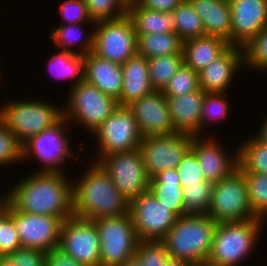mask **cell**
<instances>
[{"mask_svg":"<svg viewBox=\"0 0 267 266\" xmlns=\"http://www.w3.org/2000/svg\"><path fill=\"white\" fill-rule=\"evenodd\" d=\"M127 14L133 21L136 34L175 33L172 12L150 10L132 0L128 1Z\"/></svg>","mask_w":267,"mask_h":266,"instance_id":"obj_28","label":"cell"},{"mask_svg":"<svg viewBox=\"0 0 267 266\" xmlns=\"http://www.w3.org/2000/svg\"><path fill=\"white\" fill-rule=\"evenodd\" d=\"M243 68L267 73V25L242 46Z\"/></svg>","mask_w":267,"mask_h":266,"instance_id":"obj_36","label":"cell"},{"mask_svg":"<svg viewBox=\"0 0 267 266\" xmlns=\"http://www.w3.org/2000/svg\"><path fill=\"white\" fill-rule=\"evenodd\" d=\"M198 89H200L198 72L183 63L162 92L165 97H175Z\"/></svg>","mask_w":267,"mask_h":266,"instance_id":"obj_39","label":"cell"},{"mask_svg":"<svg viewBox=\"0 0 267 266\" xmlns=\"http://www.w3.org/2000/svg\"><path fill=\"white\" fill-rule=\"evenodd\" d=\"M67 95V99L64 98L68 101L64 102L63 118L70 126H82L91 135L119 106L117 100L85 80L69 88Z\"/></svg>","mask_w":267,"mask_h":266,"instance_id":"obj_6","label":"cell"},{"mask_svg":"<svg viewBox=\"0 0 267 266\" xmlns=\"http://www.w3.org/2000/svg\"><path fill=\"white\" fill-rule=\"evenodd\" d=\"M9 215L16 225L21 247L37 249L45 253L59 247L63 223L60 217L20 212L10 202Z\"/></svg>","mask_w":267,"mask_h":266,"instance_id":"obj_16","label":"cell"},{"mask_svg":"<svg viewBox=\"0 0 267 266\" xmlns=\"http://www.w3.org/2000/svg\"><path fill=\"white\" fill-rule=\"evenodd\" d=\"M93 22L113 20L127 14L128 0H84Z\"/></svg>","mask_w":267,"mask_h":266,"instance_id":"obj_38","label":"cell"},{"mask_svg":"<svg viewBox=\"0 0 267 266\" xmlns=\"http://www.w3.org/2000/svg\"><path fill=\"white\" fill-rule=\"evenodd\" d=\"M59 248L84 266H100V239L93 220L76 216L64 220Z\"/></svg>","mask_w":267,"mask_h":266,"instance_id":"obj_15","label":"cell"},{"mask_svg":"<svg viewBox=\"0 0 267 266\" xmlns=\"http://www.w3.org/2000/svg\"><path fill=\"white\" fill-rule=\"evenodd\" d=\"M181 186L204 181L196 155L189 150L176 167Z\"/></svg>","mask_w":267,"mask_h":266,"instance_id":"obj_45","label":"cell"},{"mask_svg":"<svg viewBox=\"0 0 267 266\" xmlns=\"http://www.w3.org/2000/svg\"><path fill=\"white\" fill-rule=\"evenodd\" d=\"M183 63V54L149 58L148 69L153 90L163 91Z\"/></svg>","mask_w":267,"mask_h":266,"instance_id":"obj_33","label":"cell"},{"mask_svg":"<svg viewBox=\"0 0 267 266\" xmlns=\"http://www.w3.org/2000/svg\"><path fill=\"white\" fill-rule=\"evenodd\" d=\"M242 47L230 45L207 67L198 72L199 86L205 93H229L234 78L243 72ZM242 68V69H241ZM228 89V90H227Z\"/></svg>","mask_w":267,"mask_h":266,"instance_id":"obj_20","label":"cell"},{"mask_svg":"<svg viewBox=\"0 0 267 266\" xmlns=\"http://www.w3.org/2000/svg\"><path fill=\"white\" fill-rule=\"evenodd\" d=\"M165 266H193V264L185 260L170 258Z\"/></svg>","mask_w":267,"mask_h":266,"instance_id":"obj_49","label":"cell"},{"mask_svg":"<svg viewBox=\"0 0 267 266\" xmlns=\"http://www.w3.org/2000/svg\"><path fill=\"white\" fill-rule=\"evenodd\" d=\"M93 221L100 239V266H120L135 256L139 239L129 213Z\"/></svg>","mask_w":267,"mask_h":266,"instance_id":"obj_8","label":"cell"},{"mask_svg":"<svg viewBox=\"0 0 267 266\" xmlns=\"http://www.w3.org/2000/svg\"><path fill=\"white\" fill-rule=\"evenodd\" d=\"M97 163L111 177L117 189L129 201H133L149 187L140 149L117 152L101 157Z\"/></svg>","mask_w":267,"mask_h":266,"instance_id":"obj_12","label":"cell"},{"mask_svg":"<svg viewBox=\"0 0 267 266\" xmlns=\"http://www.w3.org/2000/svg\"><path fill=\"white\" fill-rule=\"evenodd\" d=\"M219 140L220 137L215 138L212 133L211 136H193L190 149L196 155L203 178L213 184L228 177L238 167L237 148L232 153L226 152Z\"/></svg>","mask_w":267,"mask_h":266,"instance_id":"obj_17","label":"cell"},{"mask_svg":"<svg viewBox=\"0 0 267 266\" xmlns=\"http://www.w3.org/2000/svg\"><path fill=\"white\" fill-rule=\"evenodd\" d=\"M23 163L22 144L0 118V167Z\"/></svg>","mask_w":267,"mask_h":266,"instance_id":"obj_40","label":"cell"},{"mask_svg":"<svg viewBox=\"0 0 267 266\" xmlns=\"http://www.w3.org/2000/svg\"><path fill=\"white\" fill-rule=\"evenodd\" d=\"M29 174L20 178L5 194V198L18 211L58 216L63 221L73 216L72 176L50 171Z\"/></svg>","mask_w":267,"mask_h":266,"instance_id":"obj_1","label":"cell"},{"mask_svg":"<svg viewBox=\"0 0 267 266\" xmlns=\"http://www.w3.org/2000/svg\"><path fill=\"white\" fill-rule=\"evenodd\" d=\"M129 214L139 240H162L178 218L149 190L129 202Z\"/></svg>","mask_w":267,"mask_h":266,"instance_id":"obj_14","label":"cell"},{"mask_svg":"<svg viewBox=\"0 0 267 266\" xmlns=\"http://www.w3.org/2000/svg\"><path fill=\"white\" fill-rule=\"evenodd\" d=\"M59 8L64 24L95 23L89 16L84 0H64Z\"/></svg>","mask_w":267,"mask_h":266,"instance_id":"obj_44","label":"cell"},{"mask_svg":"<svg viewBox=\"0 0 267 266\" xmlns=\"http://www.w3.org/2000/svg\"><path fill=\"white\" fill-rule=\"evenodd\" d=\"M45 266H84L77 262L71 255L56 247L46 252Z\"/></svg>","mask_w":267,"mask_h":266,"instance_id":"obj_46","label":"cell"},{"mask_svg":"<svg viewBox=\"0 0 267 266\" xmlns=\"http://www.w3.org/2000/svg\"><path fill=\"white\" fill-rule=\"evenodd\" d=\"M127 107L133 113L142 137L176 133L162 91L153 90Z\"/></svg>","mask_w":267,"mask_h":266,"instance_id":"obj_18","label":"cell"},{"mask_svg":"<svg viewBox=\"0 0 267 266\" xmlns=\"http://www.w3.org/2000/svg\"><path fill=\"white\" fill-rule=\"evenodd\" d=\"M201 18L205 35L219 37L231 45V9L228 0H190Z\"/></svg>","mask_w":267,"mask_h":266,"instance_id":"obj_24","label":"cell"},{"mask_svg":"<svg viewBox=\"0 0 267 266\" xmlns=\"http://www.w3.org/2000/svg\"><path fill=\"white\" fill-rule=\"evenodd\" d=\"M48 69L55 78L69 80L70 88L84 80V56L69 51L54 53L48 59ZM72 83V84H71Z\"/></svg>","mask_w":267,"mask_h":266,"instance_id":"obj_30","label":"cell"},{"mask_svg":"<svg viewBox=\"0 0 267 266\" xmlns=\"http://www.w3.org/2000/svg\"><path fill=\"white\" fill-rule=\"evenodd\" d=\"M183 41L176 33L137 34V55L149 58L183 54Z\"/></svg>","mask_w":267,"mask_h":266,"instance_id":"obj_29","label":"cell"},{"mask_svg":"<svg viewBox=\"0 0 267 266\" xmlns=\"http://www.w3.org/2000/svg\"><path fill=\"white\" fill-rule=\"evenodd\" d=\"M207 214L217 223L257 218L249 203L247 182L238 168L228 177L213 184L212 200Z\"/></svg>","mask_w":267,"mask_h":266,"instance_id":"obj_10","label":"cell"},{"mask_svg":"<svg viewBox=\"0 0 267 266\" xmlns=\"http://www.w3.org/2000/svg\"><path fill=\"white\" fill-rule=\"evenodd\" d=\"M122 66V92L117 101L120 107H127L144 95L153 91L148 69V59L135 55L129 58Z\"/></svg>","mask_w":267,"mask_h":266,"instance_id":"obj_23","label":"cell"},{"mask_svg":"<svg viewBox=\"0 0 267 266\" xmlns=\"http://www.w3.org/2000/svg\"><path fill=\"white\" fill-rule=\"evenodd\" d=\"M265 119L262 120L261 125L259 127V132H257V134H255L254 136L261 141L262 143H264L265 145H267V115H265Z\"/></svg>","mask_w":267,"mask_h":266,"instance_id":"obj_48","label":"cell"},{"mask_svg":"<svg viewBox=\"0 0 267 266\" xmlns=\"http://www.w3.org/2000/svg\"><path fill=\"white\" fill-rule=\"evenodd\" d=\"M239 144L237 145V168L245 173L267 174V145L254 135Z\"/></svg>","mask_w":267,"mask_h":266,"instance_id":"obj_31","label":"cell"},{"mask_svg":"<svg viewBox=\"0 0 267 266\" xmlns=\"http://www.w3.org/2000/svg\"><path fill=\"white\" fill-rule=\"evenodd\" d=\"M175 33L184 42L205 35L198 13L190 0H183L173 11Z\"/></svg>","mask_w":267,"mask_h":266,"instance_id":"obj_32","label":"cell"},{"mask_svg":"<svg viewBox=\"0 0 267 266\" xmlns=\"http://www.w3.org/2000/svg\"><path fill=\"white\" fill-rule=\"evenodd\" d=\"M143 7L161 12H172L183 0H137Z\"/></svg>","mask_w":267,"mask_h":266,"instance_id":"obj_47","label":"cell"},{"mask_svg":"<svg viewBox=\"0 0 267 266\" xmlns=\"http://www.w3.org/2000/svg\"><path fill=\"white\" fill-rule=\"evenodd\" d=\"M148 190L178 217L187 215L182 186L176 168L167 169L149 179Z\"/></svg>","mask_w":267,"mask_h":266,"instance_id":"obj_25","label":"cell"},{"mask_svg":"<svg viewBox=\"0 0 267 266\" xmlns=\"http://www.w3.org/2000/svg\"><path fill=\"white\" fill-rule=\"evenodd\" d=\"M59 24L60 26L54 27L51 30L49 36V40L53 41L55 43L54 45L58 47L56 49L69 51L83 56L93 51L94 30H91V28H94L95 23L63 24V22H61ZM84 24L85 28L87 26L86 24L91 26L89 30L90 34H88L87 31L82 30Z\"/></svg>","mask_w":267,"mask_h":266,"instance_id":"obj_27","label":"cell"},{"mask_svg":"<svg viewBox=\"0 0 267 266\" xmlns=\"http://www.w3.org/2000/svg\"><path fill=\"white\" fill-rule=\"evenodd\" d=\"M193 266H220V265L214 264L212 262H209L208 260H205V261L194 263Z\"/></svg>","mask_w":267,"mask_h":266,"instance_id":"obj_51","label":"cell"},{"mask_svg":"<svg viewBox=\"0 0 267 266\" xmlns=\"http://www.w3.org/2000/svg\"><path fill=\"white\" fill-rule=\"evenodd\" d=\"M4 198H5V194H4V195H1V194H0V205L2 204Z\"/></svg>","mask_w":267,"mask_h":266,"instance_id":"obj_53","label":"cell"},{"mask_svg":"<svg viewBox=\"0 0 267 266\" xmlns=\"http://www.w3.org/2000/svg\"><path fill=\"white\" fill-rule=\"evenodd\" d=\"M213 183L197 182L182 186L185 209L188 214H207L212 200Z\"/></svg>","mask_w":267,"mask_h":266,"instance_id":"obj_35","label":"cell"},{"mask_svg":"<svg viewBox=\"0 0 267 266\" xmlns=\"http://www.w3.org/2000/svg\"><path fill=\"white\" fill-rule=\"evenodd\" d=\"M84 169L73 178V216L95 220L129 213V201L97 162Z\"/></svg>","mask_w":267,"mask_h":266,"instance_id":"obj_2","label":"cell"},{"mask_svg":"<svg viewBox=\"0 0 267 266\" xmlns=\"http://www.w3.org/2000/svg\"><path fill=\"white\" fill-rule=\"evenodd\" d=\"M135 257L140 261L141 266H165L170 259L162 240H139Z\"/></svg>","mask_w":267,"mask_h":266,"instance_id":"obj_41","label":"cell"},{"mask_svg":"<svg viewBox=\"0 0 267 266\" xmlns=\"http://www.w3.org/2000/svg\"><path fill=\"white\" fill-rule=\"evenodd\" d=\"M217 222L208 214H187L178 217L162 239L170 258L192 264L209 258Z\"/></svg>","mask_w":267,"mask_h":266,"instance_id":"obj_4","label":"cell"},{"mask_svg":"<svg viewBox=\"0 0 267 266\" xmlns=\"http://www.w3.org/2000/svg\"><path fill=\"white\" fill-rule=\"evenodd\" d=\"M231 45L242 47L267 25V0H228Z\"/></svg>","mask_w":267,"mask_h":266,"instance_id":"obj_19","label":"cell"},{"mask_svg":"<svg viewBox=\"0 0 267 266\" xmlns=\"http://www.w3.org/2000/svg\"><path fill=\"white\" fill-rule=\"evenodd\" d=\"M68 125L69 128L72 127L63 118L52 128L27 140L22 145V161L26 162L28 159L33 160L32 158H34L36 163H40V168L37 171L65 172L66 169L64 168L65 166L68 168L66 164L69 159L73 161H79L80 159L77 156L78 153H74L71 149L72 141L67 134Z\"/></svg>","mask_w":267,"mask_h":266,"instance_id":"obj_7","label":"cell"},{"mask_svg":"<svg viewBox=\"0 0 267 266\" xmlns=\"http://www.w3.org/2000/svg\"><path fill=\"white\" fill-rule=\"evenodd\" d=\"M265 222L258 217L246 221L218 222L207 260L220 266H242L250 255H254L251 253H255L258 247Z\"/></svg>","mask_w":267,"mask_h":266,"instance_id":"obj_3","label":"cell"},{"mask_svg":"<svg viewBox=\"0 0 267 266\" xmlns=\"http://www.w3.org/2000/svg\"><path fill=\"white\" fill-rule=\"evenodd\" d=\"M225 94L227 93H205L200 115V136H207L206 129L209 124L218 123L221 120L223 122V119L230 116L232 104H229L230 99Z\"/></svg>","mask_w":267,"mask_h":266,"instance_id":"obj_34","label":"cell"},{"mask_svg":"<svg viewBox=\"0 0 267 266\" xmlns=\"http://www.w3.org/2000/svg\"><path fill=\"white\" fill-rule=\"evenodd\" d=\"M84 80L118 101L122 92V66L90 52L84 56Z\"/></svg>","mask_w":267,"mask_h":266,"instance_id":"obj_22","label":"cell"},{"mask_svg":"<svg viewBox=\"0 0 267 266\" xmlns=\"http://www.w3.org/2000/svg\"><path fill=\"white\" fill-rule=\"evenodd\" d=\"M46 253L37 249L20 247L8 254H0V266H45Z\"/></svg>","mask_w":267,"mask_h":266,"instance_id":"obj_43","label":"cell"},{"mask_svg":"<svg viewBox=\"0 0 267 266\" xmlns=\"http://www.w3.org/2000/svg\"><path fill=\"white\" fill-rule=\"evenodd\" d=\"M193 136L185 133L143 137L139 149L149 179L167 169L176 168L191 149Z\"/></svg>","mask_w":267,"mask_h":266,"instance_id":"obj_13","label":"cell"},{"mask_svg":"<svg viewBox=\"0 0 267 266\" xmlns=\"http://www.w3.org/2000/svg\"><path fill=\"white\" fill-rule=\"evenodd\" d=\"M11 99L0 104V118L23 145L63 119V107L33 97ZM2 105V106H1Z\"/></svg>","mask_w":267,"mask_h":266,"instance_id":"obj_5","label":"cell"},{"mask_svg":"<svg viewBox=\"0 0 267 266\" xmlns=\"http://www.w3.org/2000/svg\"><path fill=\"white\" fill-rule=\"evenodd\" d=\"M93 31V53L123 65L137 55V34L128 14L113 20L96 22Z\"/></svg>","mask_w":267,"mask_h":266,"instance_id":"obj_9","label":"cell"},{"mask_svg":"<svg viewBox=\"0 0 267 266\" xmlns=\"http://www.w3.org/2000/svg\"><path fill=\"white\" fill-rule=\"evenodd\" d=\"M120 266H141L140 261L134 256L130 258L129 260L125 261Z\"/></svg>","mask_w":267,"mask_h":266,"instance_id":"obj_50","label":"cell"},{"mask_svg":"<svg viewBox=\"0 0 267 266\" xmlns=\"http://www.w3.org/2000/svg\"><path fill=\"white\" fill-rule=\"evenodd\" d=\"M205 92L196 91L175 97H165L172 124L177 133L200 136V115Z\"/></svg>","mask_w":267,"mask_h":266,"instance_id":"obj_21","label":"cell"},{"mask_svg":"<svg viewBox=\"0 0 267 266\" xmlns=\"http://www.w3.org/2000/svg\"><path fill=\"white\" fill-rule=\"evenodd\" d=\"M225 40L210 35L196 37L183 42V62L196 72H200L228 47Z\"/></svg>","mask_w":267,"mask_h":266,"instance_id":"obj_26","label":"cell"},{"mask_svg":"<svg viewBox=\"0 0 267 266\" xmlns=\"http://www.w3.org/2000/svg\"><path fill=\"white\" fill-rule=\"evenodd\" d=\"M0 63L2 64V62H0ZM0 68H2V67H0ZM1 70H2V69H0V83L3 81L2 79H3V77H4V76H2L3 73H2ZM1 73H2V74H1ZM0 86H3V85L0 84Z\"/></svg>","mask_w":267,"mask_h":266,"instance_id":"obj_52","label":"cell"},{"mask_svg":"<svg viewBox=\"0 0 267 266\" xmlns=\"http://www.w3.org/2000/svg\"><path fill=\"white\" fill-rule=\"evenodd\" d=\"M97 148L93 162L101 157L117 152H129L138 149L142 135L133 113L128 107L118 106L116 110L91 135ZM97 139V140H96ZM98 156V157H97Z\"/></svg>","mask_w":267,"mask_h":266,"instance_id":"obj_11","label":"cell"},{"mask_svg":"<svg viewBox=\"0 0 267 266\" xmlns=\"http://www.w3.org/2000/svg\"><path fill=\"white\" fill-rule=\"evenodd\" d=\"M247 182L248 199L253 214L267 219V174L242 172Z\"/></svg>","mask_w":267,"mask_h":266,"instance_id":"obj_37","label":"cell"},{"mask_svg":"<svg viewBox=\"0 0 267 266\" xmlns=\"http://www.w3.org/2000/svg\"><path fill=\"white\" fill-rule=\"evenodd\" d=\"M21 247L16 225L9 215V201L0 205V254H8Z\"/></svg>","mask_w":267,"mask_h":266,"instance_id":"obj_42","label":"cell"}]
</instances>
